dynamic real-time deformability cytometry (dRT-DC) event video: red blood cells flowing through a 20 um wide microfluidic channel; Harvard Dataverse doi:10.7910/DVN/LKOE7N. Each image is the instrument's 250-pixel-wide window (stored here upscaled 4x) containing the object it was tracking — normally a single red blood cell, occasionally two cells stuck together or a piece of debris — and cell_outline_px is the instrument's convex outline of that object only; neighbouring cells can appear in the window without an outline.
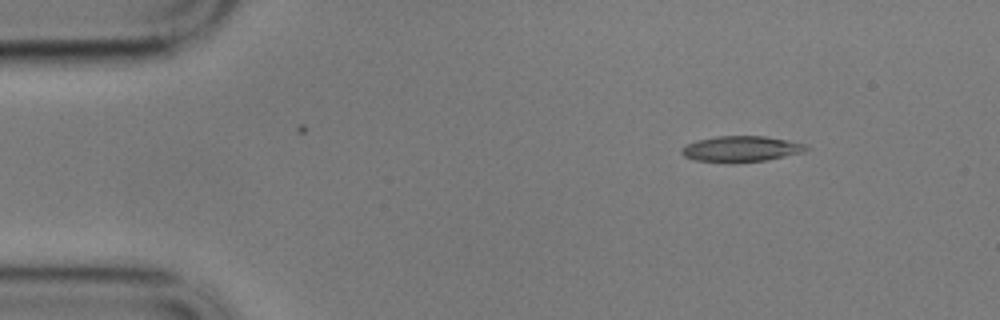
{"species": "common noctule bat (a hibernating species)", "species_latin": "Nyctalus noctula", "temperature_condition": "cold", "stored_images_in_passage": 51, "camera_frame_rate_fps": 3000, "um_per_image_px": 0.085, "animal": {"sex": "male", "body_mass_g": 17.9}, "frame": {"image": 1, "passage_image": 1, "time_ms": 0.0, "image_size_px": [1000, 320], "cell_outline_px": [[812, 148], [804, 152], [764, 160], [732, 164], [692, 160], [684, 156], [680, 152], [684, 144], [696, 140], [716, 136], [764, 136], [788, 140], [808, 144]], "centroid_in_image_um": [62.97, 12.67], "position_along_channel_um": 22.0, "area_um2": 19.25}}
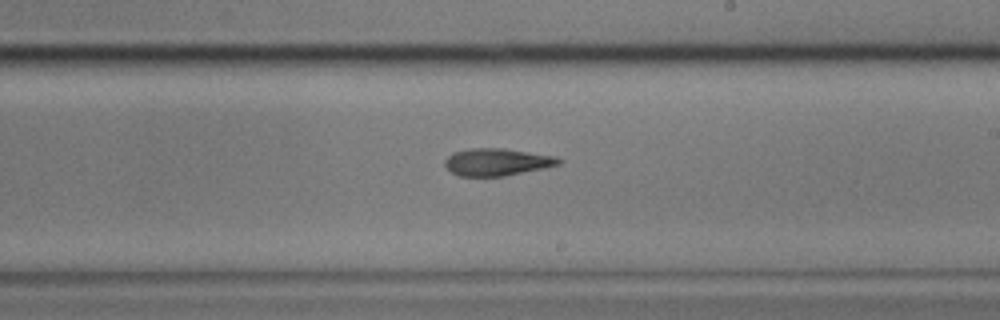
{"frame": {"image": 2, "passage_image": 27, "time_ms": 8.667, "image_size_px": [1000, 320], "cell_outline_px": [[564, 160], [560, 164], [544, 168], [504, 176], [460, 176], [452, 172], [444, 164], [444, 160], [452, 152], [468, 148], [504, 148], [556, 156]], "centroid_in_image_um": [42.25, 13.76], "position_along_channel_um": 246.7, "area_um2": 18.21}}
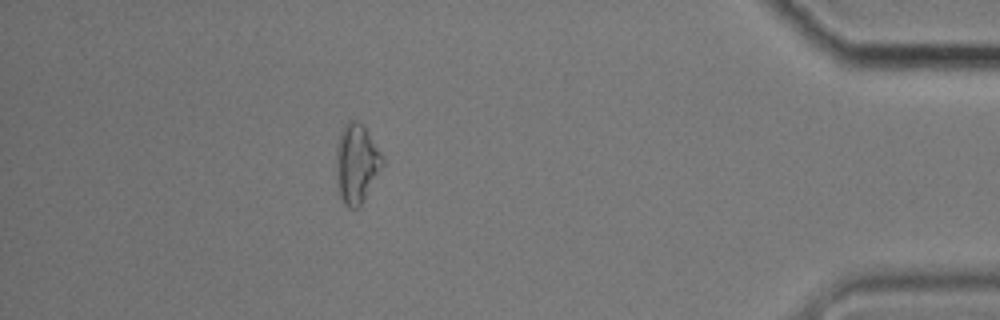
{"frame": {"image": 3, "passage_image": 45, "time_ms": 14.667, "image_size_px": [1000, 320], "cell_outline_px": [[384, 164], [360, 208], [348, 208], [344, 204], [340, 196], [336, 180], [336, 148], [340, 132], [344, 124], [348, 120], [356, 120], [364, 128], [384, 156]], "centroid_in_image_um": [30.3, 13.93], "position_along_channel_um": 404.9, "area_um2": 21.56}, "authors_computed_cell_mechanics": {"area_um2": 18.6116, "velocity_mm_per_s": 3.4265, "shape_relaxation_time_tau1_ms": 7.0058, "shape_relaxation_time_tau2_ms": null, "deformation_change_tau1": 0.171, "deformation_change_tau2": null}}